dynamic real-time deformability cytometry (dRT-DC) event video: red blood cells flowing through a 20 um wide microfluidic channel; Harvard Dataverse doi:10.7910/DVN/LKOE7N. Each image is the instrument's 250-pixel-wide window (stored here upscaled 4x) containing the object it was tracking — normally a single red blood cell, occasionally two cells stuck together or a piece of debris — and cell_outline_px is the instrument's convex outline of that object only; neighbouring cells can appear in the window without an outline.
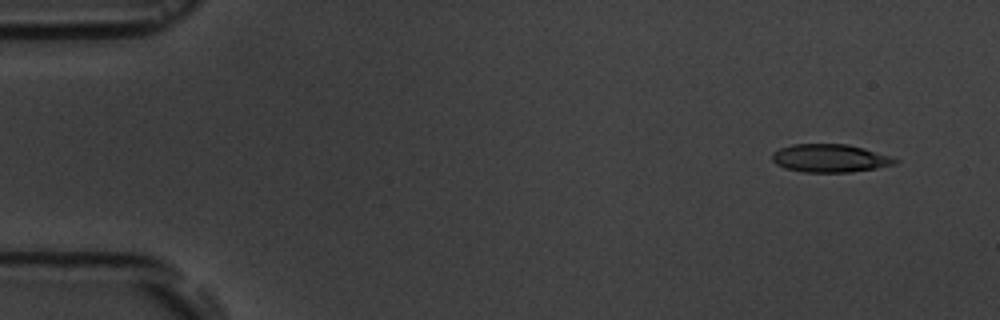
{"species": "common noctule bat (a hibernating species)", "species_latin": "Nyctalus noctula", "temperature_condition": "room temperature", "stored_images_in_passage": 5, "camera_frame_rate_fps": 3000, "um_per_image_px": 0.085, "animal": {"sex": "male", "body_mass_g": 19.5, "forearm_length_mm": 54.6}, "frame": {"image": 1, "passage_image": 1, "time_ms": 0.0, "image_size_px": [1000, 320], "cell_outline_px": [[900, 160], [896, 164], [876, 168], [848, 172], [804, 172], [784, 168], [776, 164], [772, 160], [772, 152], [780, 148], [792, 144], [848, 144], [864, 148], [892, 156]], "centroid_in_image_um": [70.56, 13.44], "position_along_channel_um": 14.4, "area_um2": 20.23}}
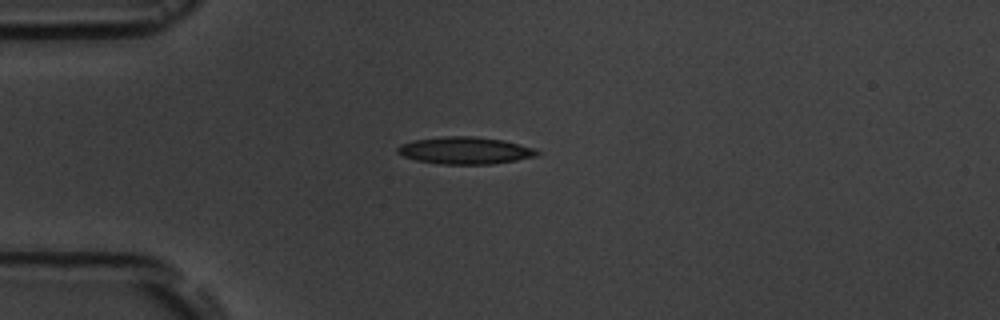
{"frame": {"image": 2, "passage_image": 3, "time_ms": 3.333, "image_size_px": [1000, 320], "cell_outline_px": [[540, 152], [536, 156], [516, 160], [492, 164], [440, 164], [416, 160], [404, 156], [396, 152], [396, 148], [400, 144], [412, 140], [444, 136], [472, 136], [504, 140], [536, 148]], "centroid_in_image_um": [39.52, 12.78], "position_along_channel_um": 45.5, "area_um2": 22.2}}
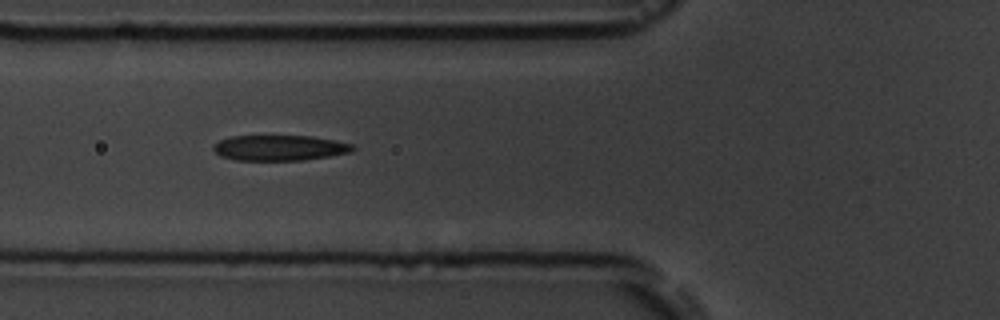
{"frame": {"image": 3, "passage_image": 5, "time_ms": 5.333, "image_size_px": [1000, 320], "cell_outline_px": [[356, 148], [352, 152], [304, 160], [236, 160], [220, 156], [212, 148], [212, 144], [220, 140], [232, 136], [312, 136], [336, 140], [352, 144]], "centroid_in_image_um": [23.77, 12.56], "position_along_channel_um": 102.0, "area_um2": 20.75}}